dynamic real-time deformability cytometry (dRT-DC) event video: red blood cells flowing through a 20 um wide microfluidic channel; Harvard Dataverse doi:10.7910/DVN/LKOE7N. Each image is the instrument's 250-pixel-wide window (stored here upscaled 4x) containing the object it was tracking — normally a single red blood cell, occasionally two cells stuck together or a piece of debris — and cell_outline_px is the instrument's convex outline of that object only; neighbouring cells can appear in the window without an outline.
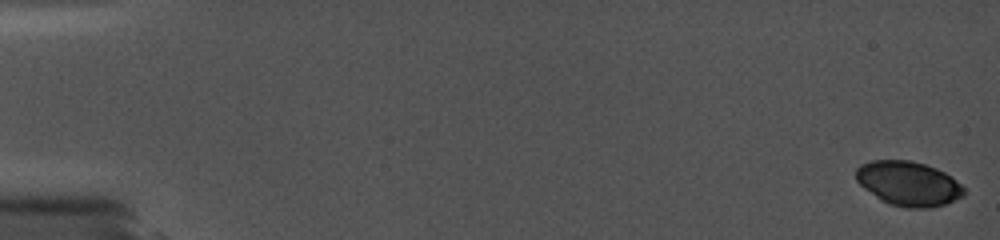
{"species": "common noctule bat (a hibernating species)", "species_latin": "Nyctalus noctula", "temperature_condition": "cold", "stored_images_in_passage": 16, "camera_frame_rate_fps": 5000, "um_per_image_px": 0.085, "animal": {"sex": "female", "body_mass_g": 19.0, "forearm_length_mm": 56.7}, "frame": {"image": 1, "passage_image": 1, "time_ms": 0.0, "image_size_px": [1000, 240], "cell_outline_px": [[964, 196], [944, 204], [928, 208], [904, 208], [888, 204], [880, 200], [864, 188], [856, 180], [856, 168], [860, 164], [872, 160], [908, 160], [924, 164], [936, 168], [944, 172], [956, 180], [964, 188]], "centroid_in_image_um": [77.19, 15.61], "position_along_channel_um": 7.8, "area_um2": 28.03}}
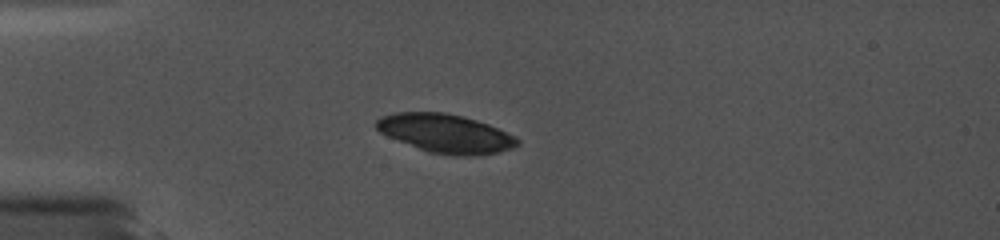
{"frame": {"image": 2, "passage_image": 14, "time_ms": 5.0, "image_size_px": [1000, 240], "cell_outline_px": [[520, 144], [512, 148], [500, 152], [472, 156], [452, 156], [428, 152], [388, 136], [380, 132], [376, 128], [376, 120], [380, 116], [396, 112], [444, 112], [464, 116], [488, 124], [516, 136], [520, 140]], "centroid_in_image_um": [37.9, 11.35], "position_along_channel_um": 47.1, "area_um2": 31.96}}